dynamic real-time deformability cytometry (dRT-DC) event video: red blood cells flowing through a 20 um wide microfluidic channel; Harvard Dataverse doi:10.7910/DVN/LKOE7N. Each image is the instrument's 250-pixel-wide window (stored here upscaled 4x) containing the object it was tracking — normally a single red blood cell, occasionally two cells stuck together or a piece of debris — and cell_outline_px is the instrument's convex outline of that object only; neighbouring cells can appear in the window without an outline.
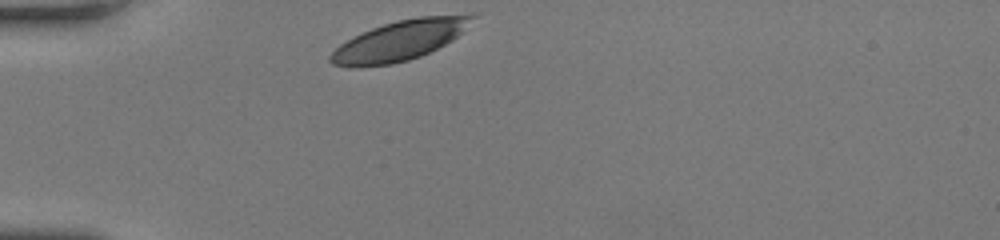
{"species": "human", "species_latin": "Homo sapiens", "temperature_condition": "room temperature", "stored_images_in_passage": 28, "camera_frame_rate_fps": 3000, "um_per_image_px": 0.085, "donor": {"sex": "female"}, "frame": {"image": 1, "passage_image": 1, "time_ms": 0.0, "image_size_px": [1000, 240], "cell_outline_px": [[476, 16], [464, 32], [452, 40], [420, 56], [408, 60], [392, 64], [356, 68], [332, 64], [328, 60], [328, 56], [340, 44], [372, 28], [384, 24], [400, 20], [420, 16]], "centroid_in_image_um": [33.92, 3.48], "position_along_channel_um": 51.1, "area_um2": 32.37}}
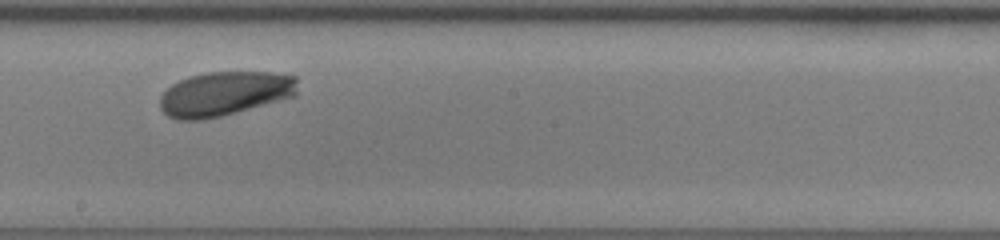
{"frame": {"image": 2, "passage_image": 16, "time_ms": 5.0, "image_size_px": [1000, 240], "cell_outline_px": [[296, 96], [236, 112], [220, 116], [200, 120], [176, 120], [168, 116], [160, 108], [160, 96], [172, 84], [180, 80], [192, 76], [208, 72], [272, 72], [296, 76]], "centroid_in_image_um": [19.09, 7.96], "position_along_channel_um": 229.1, "area_um2": 35.43}}
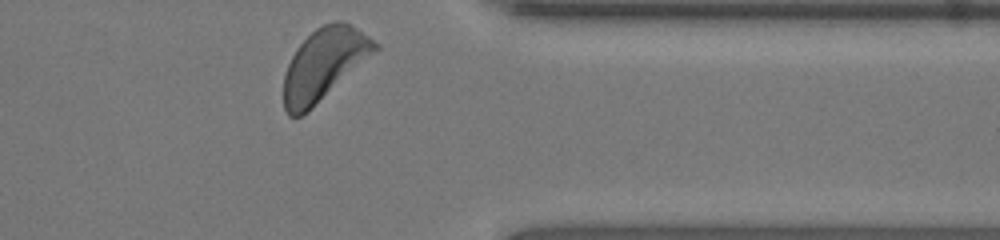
{"frame": {"image": 3, "passage_image": 28, "time_ms": 9.0, "image_size_px": [1000, 240], "cell_outline_px": [[380, 48], [300, 116], [288, 116], [284, 108], [284, 76], [288, 64], [296, 48], [316, 28], [324, 24], [336, 20], [340, 20], [348, 24], [368, 36], [380, 44]], "centroid_in_image_um": [27.53, 5.43], "position_along_channel_um": 383.9, "area_um2": 36.88}, "authors_computed_cell_mechanics": {"area_um2": 35.5181, "velocity_mm_per_s": 4.0236, "shape_relaxation_time_tau1_ms": 1.6124, "shape_relaxation_time_tau2_ms": null, "deformation_change_tau1": 0.1078, "deformation_change_tau2": null}}